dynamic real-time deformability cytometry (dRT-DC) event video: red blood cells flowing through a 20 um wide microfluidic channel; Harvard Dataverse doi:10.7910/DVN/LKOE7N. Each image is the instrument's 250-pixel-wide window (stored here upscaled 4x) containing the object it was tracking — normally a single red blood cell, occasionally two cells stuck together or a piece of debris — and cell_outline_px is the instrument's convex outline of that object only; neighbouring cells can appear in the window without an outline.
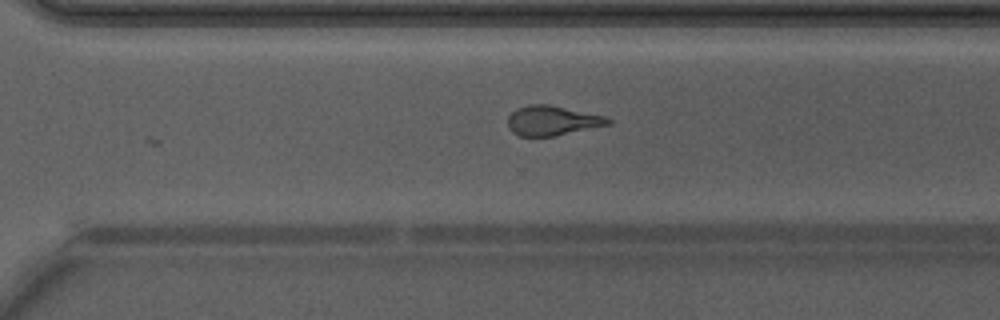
{"species": "Egyptian fruit bat (a non-hibernating species)", "species_latin": "Rousettus aegyptiacus", "temperature_condition": "warm", "stored_images_in_passage": 25, "camera_frame_rate_fps": 3000, "um_per_image_px": 0.085, "animal": {"sex": "male"}, "frame": {"image": 1, "passage_image": 25, "time_ms": 8.0, "image_size_px": [1000, 320], "cell_outline_px": [[612, 124], [552, 136], [520, 136], [512, 132], [508, 128], [508, 116], [516, 108], [528, 104], [548, 104], [604, 116], [612, 120]], "centroid_in_image_um": [46.91, 10.25], "position_along_channel_um": 323.7, "area_um2": 17.28}}